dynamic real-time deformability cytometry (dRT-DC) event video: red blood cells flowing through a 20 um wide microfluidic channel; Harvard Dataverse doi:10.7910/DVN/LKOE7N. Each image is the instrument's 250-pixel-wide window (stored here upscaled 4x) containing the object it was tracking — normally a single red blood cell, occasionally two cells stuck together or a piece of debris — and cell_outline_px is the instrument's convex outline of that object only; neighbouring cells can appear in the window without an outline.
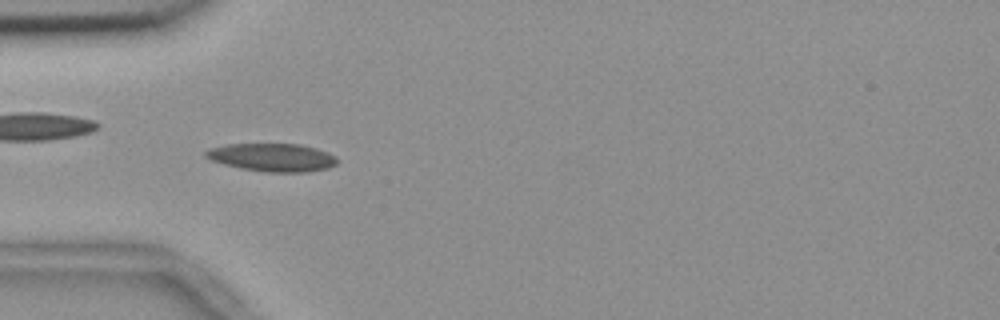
{"species": "common noctule bat (a hibernating species)", "species_latin": "Nyctalus noctula", "temperature_condition": "room temperature", "stored_images_in_passage": 44, "camera_frame_rate_fps": 3000, "um_per_image_px": 0.085, "animal": {"sex": "female", "body_mass_g": 18.4}, "frame": {"image": 1, "passage_image": 6, "time_ms": 1.667, "image_size_px": [1000, 320], "cell_outline_px": [[336, 164], [328, 168], [308, 172], [264, 172], [240, 168], [224, 164], [212, 160], [204, 156], [204, 152], [208, 148], [228, 144], [300, 144], [316, 148], [336, 156]], "centroid_in_image_um": [23.13, 13.38], "position_along_channel_um": 61.9, "area_um2": 21.5}}
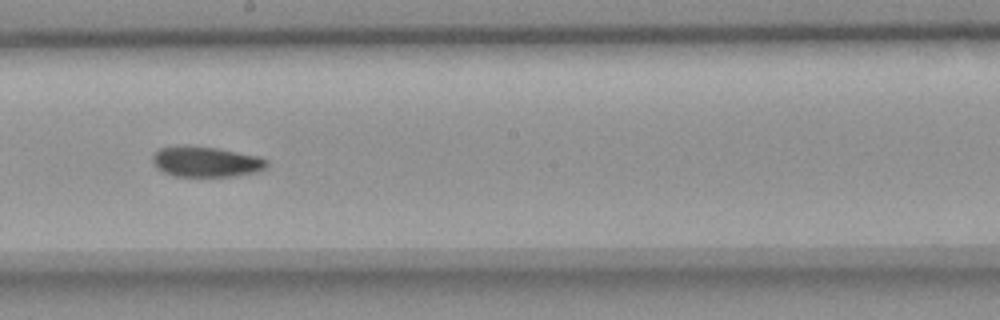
{"frame": {"image": 2, "passage_image": 20, "time_ms": 6.333, "image_size_px": [1000, 320], "cell_outline_px": [[268, 164], [264, 168], [256, 172], [236, 176], [176, 176], [164, 172], [156, 168], [152, 164], [152, 156], [160, 148], [188, 144], [216, 148], [256, 156], [268, 160]], "centroid_in_image_um": [17.46, 13.74], "position_along_channel_um": 230.7, "area_um2": 20.29}}
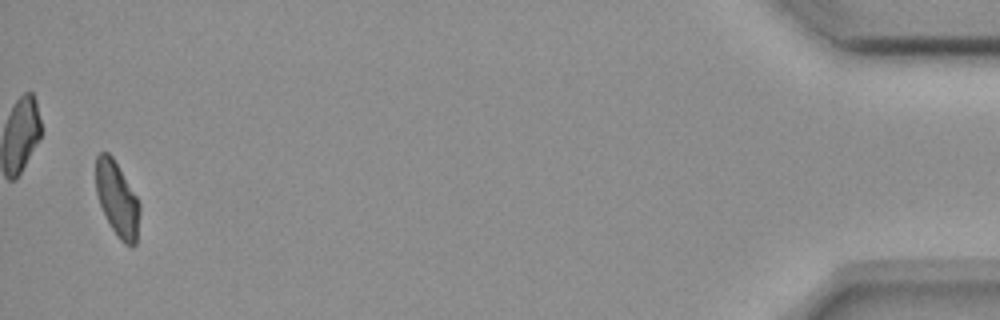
{"frame": {"image": 3, "passage_image": 43, "time_ms": 14.0, "image_size_px": [1000, 320], "cell_outline_px": [[140, 212], [136, 244], [132, 248], [124, 244], [116, 236], [100, 204], [96, 192], [96, 156], [100, 152], [108, 152], [112, 156], [136, 196], [140, 204]], "centroid_in_image_um": [9.97, 16.95], "position_along_channel_um": 425.2, "area_um2": 18.96}}